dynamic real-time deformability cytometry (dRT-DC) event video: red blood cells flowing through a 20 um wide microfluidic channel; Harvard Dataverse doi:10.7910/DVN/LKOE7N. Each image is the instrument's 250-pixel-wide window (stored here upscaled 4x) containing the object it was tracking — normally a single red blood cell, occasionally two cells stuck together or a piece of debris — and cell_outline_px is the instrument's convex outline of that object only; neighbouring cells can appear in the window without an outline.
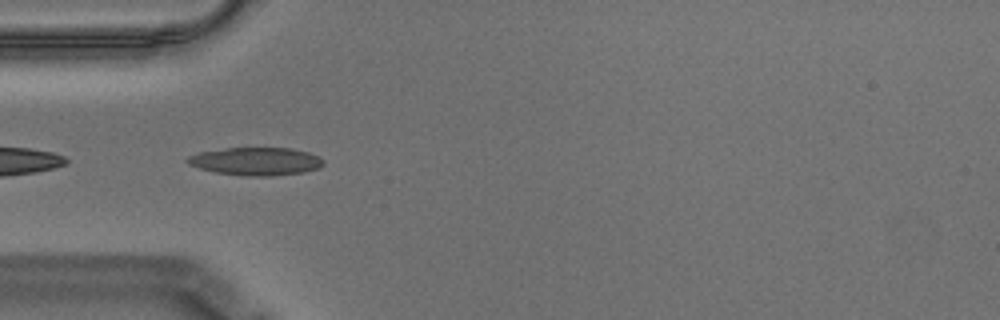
{"species": "Egyptian fruit bat (a non-hibernating species)", "species_latin": "Rousettus aegyptiacus", "temperature_condition": "warm", "stored_images_in_passage": 4, "camera_frame_rate_fps": 3000, "um_per_image_px": 0.085, "animal": {"sex": "male"}, "frame": {"image": 1, "passage_image": 2, "time_ms": 0.333, "image_size_px": [1000, 320], "cell_outline_px": [[324, 164], [320, 168], [304, 172], [272, 176], [244, 176], [216, 172], [200, 168], [188, 164], [184, 160], [188, 156], [200, 152], [224, 148], [292, 148], [308, 152], [320, 156], [324, 160]], "centroid_in_image_um": [21.78, 13.71], "position_along_channel_um": 63.2, "area_um2": 22.31}}